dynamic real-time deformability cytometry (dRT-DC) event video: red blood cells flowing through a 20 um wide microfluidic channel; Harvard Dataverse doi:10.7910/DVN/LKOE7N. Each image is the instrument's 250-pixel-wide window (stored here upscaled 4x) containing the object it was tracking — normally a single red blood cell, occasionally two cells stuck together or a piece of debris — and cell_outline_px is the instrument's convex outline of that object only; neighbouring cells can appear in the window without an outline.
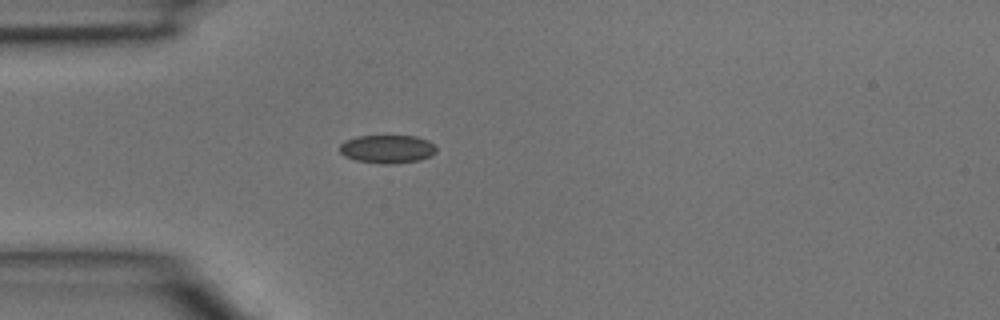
{"species": "common noctule bat (a hibernating species)", "species_latin": "Nyctalus noctula", "temperature_condition": "room temperature", "stored_images_in_passage": 1, "camera_frame_rate_fps": 3000, "um_per_image_px": 0.085, "animal": {"sex": "male", "body_mass_g": 15.6}, "frame": {"image": 1, "passage_image": 1, "time_ms": 0.0, "image_size_px": [1000, 320], "cell_outline_px": [[436, 152], [428, 156], [416, 160], [392, 164], [384, 164], [356, 160], [344, 156], [340, 152], [340, 144], [344, 140], [356, 136], [416, 136], [428, 140], [436, 148]], "centroid_in_image_um": [32.87, 12.65], "position_along_channel_um": 52.1, "area_um2": 15.78}}